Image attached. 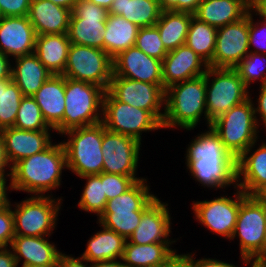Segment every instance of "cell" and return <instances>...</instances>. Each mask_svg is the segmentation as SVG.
Returning a JSON list of instances; mask_svg holds the SVG:
<instances>
[{"instance_id":"obj_1","label":"cell","mask_w":266,"mask_h":267,"mask_svg":"<svg viewBox=\"0 0 266 267\" xmlns=\"http://www.w3.org/2000/svg\"><path fill=\"white\" fill-rule=\"evenodd\" d=\"M185 155L189 173L201 186L217 190L235 184L237 188V159L224 147L211 126L192 139Z\"/></svg>"},{"instance_id":"obj_2","label":"cell","mask_w":266,"mask_h":267,"mask_svg":"<svg viewBox=\"0 0 266 267\" xmlns=\"http://www.w3.org/2000/svg\"><path fill=\"white\" fill-rule=\"evenodd\" d=\"M67 168L62 142L51 144L40 153L24 158L12 166L9 190L24 191L34 196L61 185L62 170Z\"/></svg>"},{"instance_id":"obj_3","label":"cell","mask_w":266,"mask_h":267,"mask_svg":"<svg viewBox=\"0 0 266 267\" xmlns=\"http://www.w3.org/2000/svg\"><path fill=\"white\" fill-rule=\"evenodd\" d=\"M164 106L162 129L180 127L190 131L198 125L202 116H205L207 122L205 76L167 88Z\"/></svg>"},{"instance_id":"obj_4","label":"cell","mask_w":266,"mask_h":267,"mask_svg":"<svg viewBox=\"0 0 266 267\" xmlns=\"http://www.w3.org/2000/svg\"><path fill=\"white\" fill-rule=\"evenodd\" d=\"M147 179L137 181L125 193L107 201L98 223L126 240L140 223L143 211L157 198L150 191Z\"/></svg>"},{"instance_id":"obj_5","label":"cell","mask_w":266,"mask_h":267,"mask_svg":"<svg viewBox=\"0 0 266 267\" xmlns=\"http://www.w3.org/2000/svg\"><path fill=\"white\" fill-rule=\"evenodd\" d=\"M266 231V206L240 189V208L233 240L239 238L240 258L245 265L263 266V244Z\"/></svg>"},{"instance_id":"obj_6","label":"cell","mask_w":266,"mask_h":267,"mask_svg":"<svg viewBox=\"0 0 266 267\" xmlns=\"http://www.w3.org/2000/svg\"><path fill=\"white\" fill-rule=\"evenodd\" d=\"M62 141L66 165L78 177L100 174L103 171L102 122L65 131Z\"/></svg>"},{"instance_id":"obj_7","label":"cell","mask_w":266,"mask_h":267,"mask_svg":"<svg viewBox=\"0 0 266 267\" xmlns=\"http://www.w3.org/2000/svg\"><path fill=\"white\" fill-rule=\"evenodd\" d=\"M249 98L232 107L211 122L224 147L238 159L252 144L257 143L259 125L255 119L254 103Z\"/></svg>"},{"instance_id":"obj_8","label":"cell","mask_w":266,"mask_h":267,"mask_svg":"<svg viewBox=\"0 0 266 267\" xmlns=\"http://www.w3.org/2000/svg\"><path fill=\"white\" fill-rule=\"evenodd\" d=\"M105 92L100 86L65 77L63 133L102 122Z\"/></svg>"},{"instance_id":"obj_9","label":"cell","mask_w":266,"mask_h":267,"mask_svg":"<svg viewBox=\"0 0 266 267\" xmlns=\"http://www.w3.org/2000/svg\"><path fill=\"white\" fill-rule=\"evenodd\" d=\"M204 76L206 83V124L209 127L217 117L235 105L246 101L250 94L249 88L235 69L208 67Z\"/></svg>"},{"instance_id":"obj_10","label":"cell","mask_w":266,"mask_h":267,"mask_svg":"<svg viewBox=\"0 0 266 267\" xmlns=\"http://www.w3.org/2000/svg\"><path fill=\"white\" fill-rule=\"evenodd\" d=\"M48 195V193L47 196L31 195L30 198L13 204L15 236H51L63 199H54Z\"/></svg>"},{"instance_id":"obj_11","label":"cell","mask_w":266,"mask_h":267,"mask_svg":"<svg viewBox=\"0 0 266 267\" xmlns=\"http://www.w3.org/2000/svg\"><path fill=\"white\" fill-rule=\"evenodd\" d=\"M62 75L107 91L113 75V59L103 49L70 44Z\"/></svg>"},{"instance_id":"obj_12","label":"cell","mask_w":266,"mask_h":267,"mask_svg":"<svg viewBox=\"0 0 266 267\" xmlns=\"http://www.w3.org/2000/svg\"><path fill=\"white\" fill-rule=\"evenodd\" d=\"M102 123L109 131L132 137L141 143L142 132L162 128L149 112L116 100L108 91L103 98Z\"/></svg>"},{"instance_id":"obj_13","label":"cell","mask_w":266,"mask_h":267,"mask_svg":"<svg viewBox=\"0 0 266 267\" xmlns=\"http://www.w3.org/2000/svg\"><path fill=\"white\" fill-rule=\"evenodd\" d=\"M108 10L88 0H78L72 10L67 32L71 44L104 50L103 32Z\"/></svg>"},{"instance_id":"obj_14","label":"cell","mask_w":266,"mask_h":267,"mask_svg":"<svg viewBox=\"0 0 266 267\" xmlns=\"http://www.w3.org/2000/svg\"><path fill=\"white\" fill-rule=\"evenodd\" d=\"M141 144L136 139L109 131L102 123V153L104 173L130 176L136 182Z\"/></svg>"},{"instance_id":"obj_15","label":"cell","mask_w":266,"mask_h":267,"mask_svg":"<svg viewBox=\"0 0 266 267\" xmlns=\"http://www.w3.org/2000/svg\"><path fill=\"white\" fill-rule=\"evenodd\" d=\"M116 100L149 111L161 124L164 119L165 89L156 85L112 76L108 90Z\"/></svg>"},{"instance_id":"obj_16","label":"cell","mask_w":266,"mask_h":267,"mask_svg":"<svg viewBox=\"0 0 266 267\" xmlns=\"http://www.w3.org/2000/svg\"><path fill=\"white\" fill-rule=\"evenodd\" d=\"M249 54V11L241 20L217 29L212 68L234 69Z\"/></svg>"},{"instance_id":"obj_17","label":"cell","mask_w":266,"mask_h":267,"mask_svg":"<svg viewBox=\"0 0 266 267\" xmlns=\"http://www.w3.org/2000/svg\"><path fill=\"white\" fill-rule=\"evenodd\" d=\"M236 191L234 199L220 196L212 200L194 201L192 209L196 220L211 232L231 240L240 208V188L237 187Z\"/></svg>"},{"instance_id":"obj_18","label":"cell","mask_w":266,"mask_h":267,"mask_svg":"<svg viewBox=\"0 0 266 267\" xmlns=\"http://www.w3.org/2000/svg\"><path fill=\"white\" fill-rule=\"evenodd\" d=\"M136 81L163 85L162 61L130 47L113 59V75Z\"/></svg>"},{"instance_id":"obj_19","label":"cell","mask_w":266,"mask_h":267,"mask_svg":"<svg viewBox=\"0 0 266 267\" xmlns=\"http://www.w3.org/2000/svg\"><path fill=\"white\" fill-rule=\"evenodd\" d=\"M168 204L158 197L143 211L140 223L128 238L133 244L175 243L169 239L172 229Z\"/></svg>"},{"instance_id":"obj_20","label":"cell","mask_w":266,"mask_h":267,"mask_svg":"<svg viewBox=\"0 0 266 267\" xmlns=\"http://www.w3.org/2000/svg\"><path fill=\"white\" fill-rule=\"evenodd\" d=\"M208 63L186 45L168 51L162 60V80L166 90L170 86L205 75Z\"/></svg>"},{"instance_id":"obj_21","label":"cell","mask_w":266,"mask_h":267,"mask_svg":"<svg viewBox=\"0 0 266 267\" xmlns=\"http://www.w3.org/2000/svg\"><path fill=\"white\" fill-rule=\"evenodd\" d=\"M36 36L28 16L0 19V52L8 57L34 53Z\"/></svg>"},{"instance_id":"obj_22","label":"cell","mask_w":266,"mask_h":267,"mask_svg":"<svg viewBox=\"0 0 266 267\" xmlns=\"http://www.w3.org/2000/svg\"><path fill=\"white\" fill-rule=\"evenodd\" d=\"M50 132V130L30 131L15 127L1 130L5 152L11 166L48 148L53 143Z\"/></svg>"},{"instance_id":"obj_23","label":"cell","mask_w":266,"mask_h":267,"mask_svg":"<svg viewBox=\"0 0 266 267\" xmlns=\"http://www.w3.org/2000/svg\"><path fill=\"white\" fill-rule=\"evenodd\" d=\"M52 131L63 133L65 112V77L52 74L32 96Z\"/></svg>"},{"instance_id":"obj_24","label":"cell","mask_w":266,"mask_h":267,"mask_svg":"<svg viewBox=\"0 0 266 267\" xmlns=\"http://www.w3.org/2000/svg\"><path fill=\"white\" fill-rule=\"evenodd\" d=\"M72 11L49 0H31L28 18L37 36L67 33Z\"/></svg>"},{"instance_id":"obj_25","label":"cell","mask_w":266,"mask_h":267,"mask_svg":"<svg viewBox=\"0 0 266 267\" xmlns=\"http://www.w3.org/2000/svg\"><path fill=\"white\" fill-rule=\"evenodd\" d=\"M10 247L17 265L22 258V265H57L61 253L46 237L15 236Z\"/></svg>"},{"instance_id":"obj_26","label":"cell","mask_w":266,"mask_h":267,"mask_svg":"<svg viewBox=\"0 0 266 267\" xmlns=\"http://www.w3.org/2000/svg\"><path fill=\"white\" fill-rule=\"evenodd\" d=\"M252 7L247 0H202L194 16L218 29L241 20Z\"/></svg>"},{"instance_id":"obj_27","label":"cell","mask_w":266,"mask_h":267,"mask_svg":"<svg viewBox=\"0 0 266 267\" xmlns=\"http://www.w3.org/2000/svg\"><path fill=\"white\" fill-rule=\"evenodd\" d=\"M255 145L252 144L237 159V187L248 196L266 183V143L250 154Z\"/></svg>"},{"instance_id":"obj_28","label":"cell","mask_w":266,"mask_h":267,"mask_svg":"<svg viewBox=\"0 0 266 267\" xmlns=\"http://www.w3.org/2000/svg\"><path fill=\"white\" fill-rule=\"evenodd\" d=\"M173 243L133 244L126 241L122 257L125 267H168L180 254Z\"/></svg>"},{"instance_id":"obj_29","label":"cell","mask_w":266,"mask_h":267,"mask_svg":"<svg viewBox=\"0 0 266 267\" xmlns=\"http://www.w3.org/2000/svg\"><path fill=\"white\" fill-rule=\"evenodd\" d=\"M14 60L11 78L23 96H33L52 75L34 53L15 57Z\"/></svg>"},{"instance_id":"obj_30","label":"cell","mask_w":266,"mask_h":267,"mask_svg":"<svg viewBox=\"0 0 266 267\" xmlns=\"http://www.w3.org/2000/svg\"><path fill=\"white\" fill-rule=\"evenodd\" d=\"M70 40L67 33L36 36L34 54L54 75H62L67 63Z\"/></svg>"},{"instance_id":"obj_31","label":"cell","mask_w":266,"mask_h":267,"mask_svg":"<svg viewBox=\"0 0 266 267\" xmlns=\"http://www.w3.org/2000/svg\"><path fill=\"white\" fill-rule=\"evenodd\" d=\"M139 27L125 18L108 14L103 32L104 51L114 59L121 52L134 47Z\"/></svg>"},{"instance_id":"obj_32","label":"cell","mask_w":266,"mask_h":267,"mask_svg":"<svg viewBox=\"0 0 266 267\" xmlns=\"http://www.w3.org/2000/svg\"><path fill=\"white\" fill-rule=\"evenodd\" d=\"M162 9L158 0H114L109 14L121 16L139 28L154 26Z\"/></svg>"},{"instance_id":"obj_33","label":"cell","mask_w":266,"mask_h":267,"mask_svg":"<svg viewBox=\"0 0 266 267\" xmlns=\"http://www.w3.org/2000/svg\"><path fill=\"white\" fill-rule=\"evenodd\" d=\"M87 242L86 250L81 257L89 263L122 259L126 239L115 231L102 226Z\"/></svg>"},{"instance_id":"obj_34","label":"cell","mask_w":266,"mask_h":267,"mask_svg":"<svg viewBox=\"0 0 266 267\" xmlns=\"http://www.w3.org/2000/svg\"><path fill=\"white\" fill-rule=\"evenodd\" d=\"M193 15L192 13L181 11H162L155 25L158 28L163 46L167 51L185 45Z\"/></svg>"},{"instance_id":"obj_35","label":"cell","mask_w":266,"mask_h":267,"mask_svg":"<svg viewBox=\"0 0 266 267\" xmlns=\"http://www.w3.org/2000/svg\"><path fill=\"white\" fill-rule=\"evenodd\" d=\"M216 34L217 29L215 27L200 21L193 15L185 45L209 64L214 55Z\"/></svg>"},{"instance_id":"obj_36","label":"cell","mask_w":266,"mask_h":267,"mask_svg":"<svg viewBox=\"0 0 266 267\" xmlns=\"http://www.w3.org/2000/svg\"><path fill=\"white\" fill-rule=\"evenodd\" d=\"M23 97L12 78L0 81V131L13 127Z\"/></svg>"},{"instance_id":"obj_37","label":"cell","mask_w":266,"mask_h":267,"mask_svg":"<svg viewBox=\"0 0 266 267\" xmlns=\"http://www.w3.org/2000/svg\"><path fill=\"white\" fill-rule=\"evenodd\" d=\"M80 178L85 179L87 182L78 202V208L85 212L97 214L96 216L99 218L104 212L107 203L100 174L85 175Z\"/></svg>"},{"instance_id":"obj_38","label":"cell","mask_w":266,"mask_h":267,"mask_svg":"<svg viewBox=\"0 0 266 267\" xmlns=\"http://www.w3.org/2000/svg\"><path fill=\"white\" fill-rule=\"evenodd\" d=\"M13 127L30 131L53 129L45 121L40 107L32 96L22 98Z\"/></svg>"},{"instance_id":"obj_39","label":"cell","mask_w":266,"mask_h":267,"mask_svg":"<svg viewBox=\"0 0 266 267\" xmlns=\"http://www.w3.org/2000/svg\"><path fill=\"white\" fill-rule=\"evenodd\" d=\"M234 69L247 87L258 79L260 85L266 84V54L249 52Z\"/></svg>"},{"instance_id":"obj_40","label":"cell","mask_w":266,"mask_h":267,"mask_svg":"<svg viewBox=\"0 0 266 267\" xmlns=\"http://www.w3.org/2000/svg\"><path fill=\"white\" fill-rule=\"evenodd\" d=\"M134 46L143 51L146 55L161 61L168 53L163 46L156 25L139 28Z\"/></svg>"},{"instance_id":"obj_41","label":"cell","mask_w":266,"mask_h":267,"mask_svg":"<svg viewBox=\"0 0 266 267\" xmlns=\"http://www.w3.org/2000/svg\"><path fill=\"white\" fill-rule=\"evenodd\" d=\"M254 13H256L255 15H259L262 21L259 20V22L257 21L255 23L252 17ZM252 47H254V51L251 50ZM249 50V52L266 54V18L254 7L249 10Z\"/></svg>"},{"instance_id":"obj_42","label":"cell","mask_w":266,"mask_h":267,"mask_svg":"<svg viewBox=\"0 0 266 267\" xmlns=\"http://www.w3.org/2000/svg\"><path fill=\"white\" fill-rule=\"evenodd\" d=\"M100 179L103 182V189L107 201L125 193L136 183L130 176L104 172L100 173Z\"/></svg>"},{"instance_id":"obj_43","label":"cell","mask_w":266,"mask_h":267,"mask_svg":"<svg viewBox=\"0 0 266 267\" xmlns=\"http://www.w3.org/2000/svg\"><path fill=\"white\" fill-rule=\"evenodd\" d=\"M11 202L0 208V247H9L15 237L14 232V217L12 209L14 207ZM9 245V246H8Z\"/></svg>"},{"instance_id":"obj_44","label":"cell","mask_w":266,"mask_h":267,"mask_svg":"<svg viewBox=\"0 0 266 267\" xmlns=\"http://www.w3.org/2000/svg\"><path fill=\"white\" fill-rule=\"evenodd\" d=\"M31 0H0L3 17L28 16Z\"/></svg>"},{"instance_id":"obj_45","label":"cell","mask_w":266,"mask_h":267,"mask_svg":"<svg viewBox=\"0 0 266 267\" xmlns=\"http://www.w3.org/2000/svg\"><path fill=\"white\" fill-rule=\"evenodd\" d=\"M163 11H181L194 14L202 0H158Z\"/></svg>"},{"instance_id":"obj_46","label":"cell","mask_w":266,"mask_h":267,"mask_svg":"<svg viewBox=\"0 0 266 267\" xmlns=\"http://www.w3.org/2000/svg\"><path fill=\"white\" fill-rule=\"evenodd\" d=\"M192 267H237L234 264L226 263L221 260L217 259H210V258H202L195 260L193 257L195 254L188 253V254H180ZM253 267V266H251Z\"/></svg>"},{"instance_id":"obj_47","label":"cell","mask_w":266,"mask_h":267,"mask_svg":"<svg viewBox=\"0 0 266 267\" xmlns=\"http://www.w3.org/2000/svg\"><path fill=\"white\" fill-rule=\"evenodd\" d=\"M260 92H259V98L257 99L258 104L257 107H253L254 108V113H255V119L257 124L260 123L258 122V116H256L257 114H259V118L261 121V123H263L262 125H264L263 127H266V84L264 85H260ZM266 129V128H265Z\"/></svg>"},{"instance_id":"obj_48","label":"cell","mask_w":266,"mask_h":267,"mask_svg":"<svg viewBox=\"0 0 266 267\" xmlns=\"http://www.w3.org/2000/svg\"><path fill=\"white\" fill-rule=\"evenodd\" d=\"M86 262V263H85ZM88 261L83 257H72L71 255H66L60 253L58 258V267H91V263L88 265Z\"/></svg>"},{"instance_id":"obj_49","label":"cell","mask_w":266,"mask_h":267,"mask_svg":"<svg viewBox=\"0 0 266 267\" xmlns=\"http://www.w3.org/2000/svg\"><path fill=\"white\" fill-rule=\"evenodd\" d=\"M8 247H0V267H17L14 254Z\"/></svg>"},{"instance_id":"obj_50","label":"cell","mask_w":266,"mask_h":267,"mask_svg":"<svg viewBox=\"0 0 266 267\" xmlns=\"http://www.w3.org/2000/svg\"><path fill=\"white\" fill-rule=\"evenodd\" d=\"M0 52V81L11 78L12 65L10 58Z\"/></svg>"},{"instance_id":"obj_51","label":"cell","mask_w":266,"mask_h":267,"mask_svg":"<svg viewBox=\"0 0 266 267\" xmlns=\"http://www.w3.org/2000/svg\"><path fill=\"white\" fill-rule=\"evenodd\" d=\"M9 167L10 169V173L9 172H5L6 168ZM12 172V166L8 161L6 152H5V144H4V140L3 137L0 133V175H11ZM6 173V174H5Z\"/></svg>"},{"instance_id":"obj_52","label":"cell","mask_w":266,"mask_h":267,"mask_svg":"<svg viewBox=\"0 0 266 267\" xmlns=\"http://www.w3.org/2000/svg\"><path fill=\"white\" fill-rule=\"evenodd\" d=\"M11 177V175H0V208L7 206L10 203L8 199L7 190L11 186L7 187L6 179Z\"/></svg>"},{"instance_id":"obj_53","label":"cell","mask_w":266,"mask_h":267,"mask_svg":"<svg viewBox=\"0 0 266 267\" xmlns=\"http://www.w3.org/2000/svg\"><path fill=\"white\" fill-rule=\"evenodd\" d=\"M251 196L258 203L266 206V183L262 184Z\"/></svg>"},{"instance_id":"obj_54","label":"cell","mask_w":266,"mask_h":267,"mask_svg":"<svg viewBox=\"0 0 266 267\" xmlns=\"http://www.w3.org/2000/svg\"><path fill=\"white\" fill-rule=\"evenodd\" d=\"M121 260L96 261L91 263V267H125Z\"/></svg>"},{"instance_id":"obj_55","label":"cell","mask_w":266,"mask_h":267,"mask_svg":"<svg viewBox=\"0 0 266 267\" xmlns=\"http://www.w3.org/2000/svg\"><path fill=\"white\" fill-rule=\"evenodd\" d=\"M49 1L72 11L78 0H49Z\"/></svg>"},{"instance_id":"obj_56","label":"cell","mask_w":266,"mask_h":267,"mask_svg":"<svg viewBox=\"0 0 266 267\" xmlns=\"http://www.w3.org/2000/svg\"><path fill=\"white\" fill-rule=\"evenodd\" d=\"M168 267H192L181 255H179Z\"/></svg>"},{"instance_id":"obj_57","label":"cell","mask_w":266,"mask_h":267,"mask_svg":"<svg viewBox=\"0 0 266 267\" xmlns=\"http://www.w3.org/2000/svg\"><path fill=\"white\" fill-rule=\"evenodd\" d=\"M253 7L266 18V0H257Z\"/></svg>"},{"instance_id":"obj_58","label":"cell","mask_w":266,"mask_h":267,"mask_svg":"<svg viewBox=\"0 0 266 267\" xmlns=\"http://www.w3.org/2000/svg\"><path fill=\"white\" fill-rule=\"evenodd\" d=\"M88 1H91L94 4L104 7L105 9L109 10L114 0H88Z\"/></svg>"},{"instance_id":"obj_59","label":"cell","mask_w":266,"mask_h":267,"mask_svg":"<svg viewBox=\"0 0 266 267\" xmlns=\"http://www.w3.org/2000/svg\"><path fill=\"white\" fill-rule=\"evenodd\" d=\"M266 264V231H265V238L263 244V265Z\"/></svg>"},{"instance_id":"obj_60","label":"cell","mask_w":266,"mask_h":267,"mask_svg":"<svg viewBox=\"0 0 266 267\" xmlns=\"http://www.w3.org/2000/svg\"><path fill=\"white\" fill-rule=\"evenodd\" d=\"M22 267H58V266L57 265L39 266V265L27 264V265H22Z\"/></svg>"},{"instance_id":"obj_61","label":"cell","mask_w":266,"mask_h":267,"mask_svg":"<svg viewBox=\"0 0 266 267\" xmlns=\"http://www.w3.org/2000/svg\"><path fill=\"white\" fill-rule=\"evenodd\" d=\"M252 6L255 5V3L257 2V0H247Z\"/></svg>"},{"instance_id":"obj_62","label":"cell","mask_w":266,"mask_h":267,"mask_svg":"<svg viewBox=\"0 0 266 267\" xmlns=\"http://www.w3.org/2000/svg\"><path fill=\"white\" fill-rule=\"evenodd\" d=\"M2 18H3V14H2L1 9H0V19H2Z\"/></svg>"}]
</instances>
